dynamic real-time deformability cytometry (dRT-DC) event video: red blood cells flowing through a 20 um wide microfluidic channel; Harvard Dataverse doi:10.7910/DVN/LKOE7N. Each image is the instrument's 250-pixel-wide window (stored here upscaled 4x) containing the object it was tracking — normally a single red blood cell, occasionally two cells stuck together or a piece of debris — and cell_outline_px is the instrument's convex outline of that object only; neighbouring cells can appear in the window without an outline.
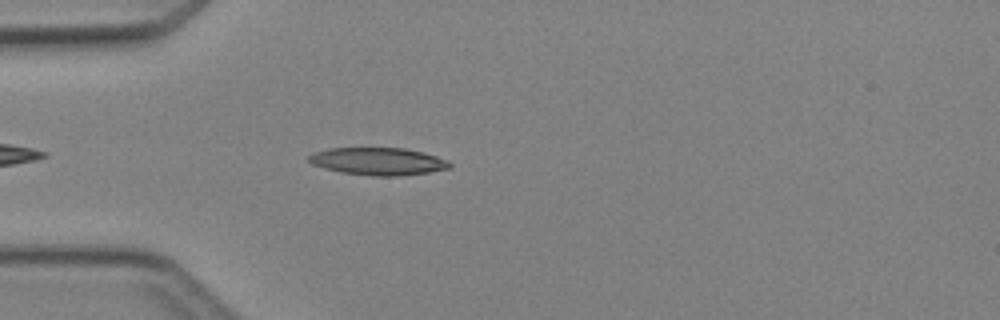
{"species": "Egyptian fruit bat (a non-hibernating species)", "species_latin": "Rousettus aegyptiacus", "temperature_condition": "cold", "stored_images_in_passage": 3, "camera_frame_rate_fps": 3000, "um_per_image_px": 0.085, "animal": {"sex": "female"}, "frame": {"image": 1, "passage_image": 3, "time_ms": 2.333, "image_size_px": [1000, 320], "cell_outline_px": [[452, 168], [428, 172], [400, 176], [372, 176], [340, 172], [324, 168], [312, 164], [308, 160], [308, 156], [312, 152], [332, 148], [404, 148], [424, 152], [448, 160], [452, 164]], "centroid_in_image_um": [32.15, 13.71], "position_along_channel_um": 52.8, "area_um2": 22.72}}